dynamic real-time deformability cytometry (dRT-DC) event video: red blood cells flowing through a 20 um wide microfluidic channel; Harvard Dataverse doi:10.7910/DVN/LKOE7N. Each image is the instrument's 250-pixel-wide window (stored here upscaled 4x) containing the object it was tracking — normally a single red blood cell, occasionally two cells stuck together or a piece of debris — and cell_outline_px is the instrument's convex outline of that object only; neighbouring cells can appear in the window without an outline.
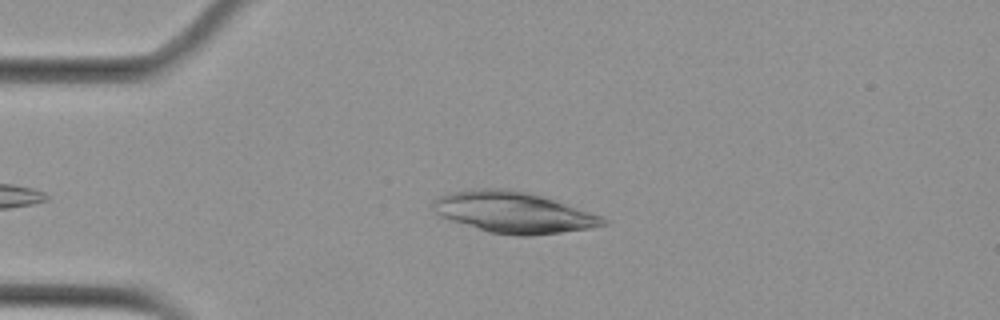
{"species": "Egyptian fruit bat (a non-hibernating species)", "species_latin": "Rousettus aegyptiacus", "temperature_condition": "cold", "stored_images_in_passage": 3, "camera_frame_rate_fps": 3000, "um_per_image_px": 0.085, "animal": {"sex": "female"}, "frame": {"image": 1, "passage_image": 1, "time_ms": 0.0, "image_size_px": [1000, 320], "cell_outline_px": [[608, 224], [588, 228], [560, 232], [528, 236], [516, 236], [488, 232], [440, 216], [432, 208], [432, 200], [440, 196], [456, 192], [476, 188], [504, 188], [528, 192], [600, 216], [608, 220]], "centroid_in_image_um": [43.6, 18.05], "position_along_channel_um": 41.4, "area_um2": 40.0}}
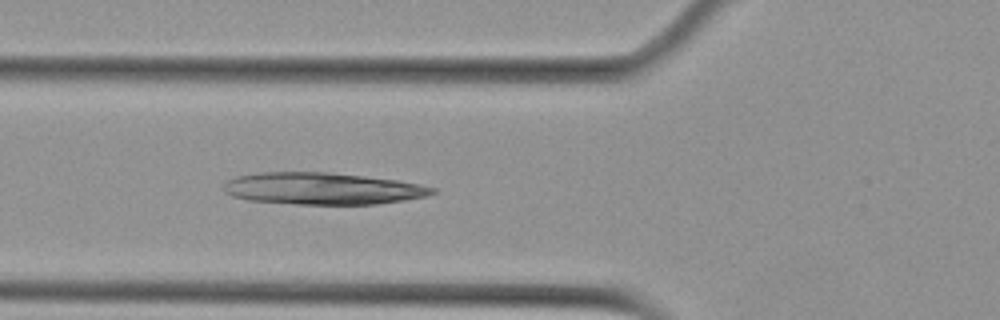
{"frame": {"image": 2, "passage_image": 3, "time_ms": 2.333, "image_size_px": [1000, 320], "cell_outline_px": [[436, 192], [428, 196], [404, 200], [376, 204], [296, 204], [248, 200], [232, 196], [224, 192], [224, 184], [228, 180], [236, 176], [256, 172], [328, 172], [364, 176], [396, 180], [420, 184], [436, 188]], "centroid_in_image_um": [27.4, 16.02], "position_along_channel_um": 98.4, "area_um2": 38.84}}